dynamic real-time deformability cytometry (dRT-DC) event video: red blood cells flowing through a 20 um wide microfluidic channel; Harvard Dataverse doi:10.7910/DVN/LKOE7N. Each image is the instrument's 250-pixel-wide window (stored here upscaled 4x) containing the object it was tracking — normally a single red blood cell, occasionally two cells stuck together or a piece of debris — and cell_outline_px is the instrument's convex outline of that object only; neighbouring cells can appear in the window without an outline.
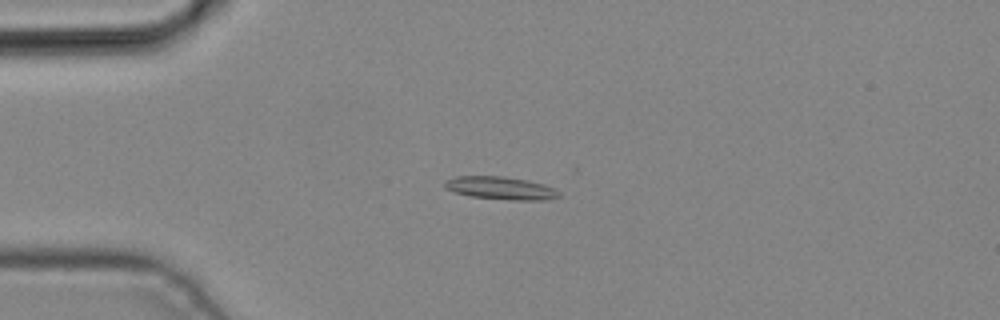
{"species": "common noctule bat (a hibernating species)", "species_latin": "Nyctalus noctula", "temperature_condition": "cold", "stored_images_in_passage": 4, "camera_frame_rate_fps": 3000, "um_per_image_px": 0.085, "animal": {"sex": "male", "body_mass_g": 19.2, "forearm_length_mm": 51.8}, "frame": {"image": 1, "passage_image": 3, "time_ms": 0.667, "image_size_px": [1000, 320], "cell_outline_px": [[560, 196], [548, 200], [512, 200], [468, 196], [444, 188], [444, 180], [456, 176], [504, 176], [528, 180], [544, 184], [560, 192]], "centroid_in_image_um": [42.55, 15.98], "position_along_channel_um": 42.5, "area_um2": 15.32}}